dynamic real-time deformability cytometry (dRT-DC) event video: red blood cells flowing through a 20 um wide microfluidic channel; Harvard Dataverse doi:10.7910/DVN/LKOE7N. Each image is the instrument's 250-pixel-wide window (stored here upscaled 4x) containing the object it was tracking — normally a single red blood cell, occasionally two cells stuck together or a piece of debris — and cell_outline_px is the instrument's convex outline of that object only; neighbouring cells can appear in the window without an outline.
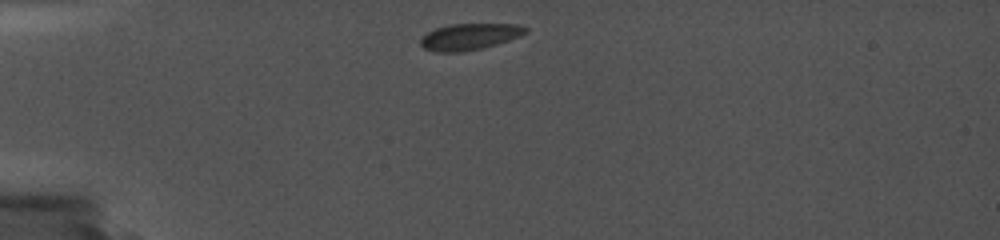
{"species": "common noctule bat (a hibernating species)", "species_latin": "Nyctalus noctula", "temperature_condition": "cold", "stored_images_in_passage": 25, "camera_frame_rate_fps": 5000, "um_per_image_px": 0.085, "animal": {"sex": "female", "body_mass_g": 19.0, "forearm_length_mm": 56.7}, "frame": {"image": 1, "passage_image": 1, "time_ms": 0.0, "image_size_px": [1000, 240], "cell_outline_px": [[528, 32], [508, 40], [496, 44], [480, 48], [460, 52], [436, 52], [424, 48], [420, 44], [420, 36], [436, 28], [448, 24], [516, 24], [528, 28]], "centroid_in_image_um": [39.86, 3.11], "position_along_channel_um": 45.1, "area_um2": 16.07}}
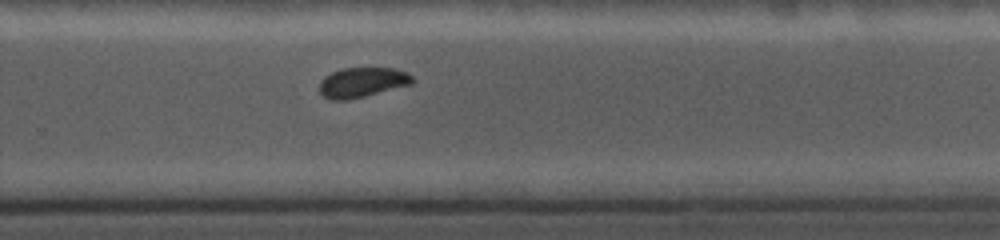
{"frame": {"image": 2, "passage_image": 17, "time_ms": 7.8, "image_size_px": [1000, 240], "cell_outline_px": [[416, 80], [412, 84], [348, 100], [332, 100], [324, 96], [320, 92], [320, 80], [324, 76], [332, 72], [344, 68], [396, 68], [408, 72]], "centroid_in_image_um": [30.81, 6.99], "position_along_channel_um": 299.0, "area_um2": 16.24}}
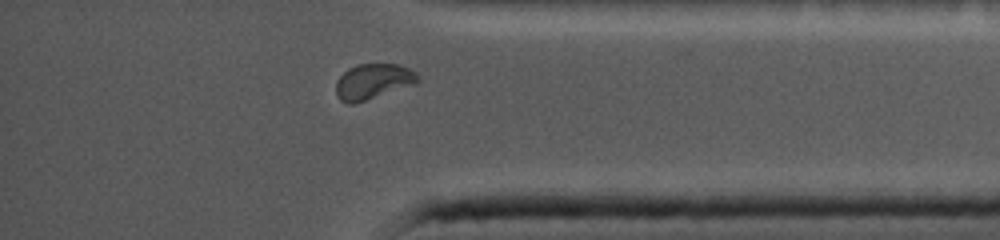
{"frame": {"image": 3, "passage_image": 22, "time_ms": 10.6, "image_size_px": [1000, 240], "cell_outline_px": [[420, 80], [416, 84], [352, 104], [348, 104], [340, 100], [336, 92], [336, 80], [348, 68], [356, 64], [400, 64], [416, 72], [420, 76]], "centroid_in_image_um": [31.73, 6.91], "position_along_channel_um": 403.5, "area_um2": 16.94}}